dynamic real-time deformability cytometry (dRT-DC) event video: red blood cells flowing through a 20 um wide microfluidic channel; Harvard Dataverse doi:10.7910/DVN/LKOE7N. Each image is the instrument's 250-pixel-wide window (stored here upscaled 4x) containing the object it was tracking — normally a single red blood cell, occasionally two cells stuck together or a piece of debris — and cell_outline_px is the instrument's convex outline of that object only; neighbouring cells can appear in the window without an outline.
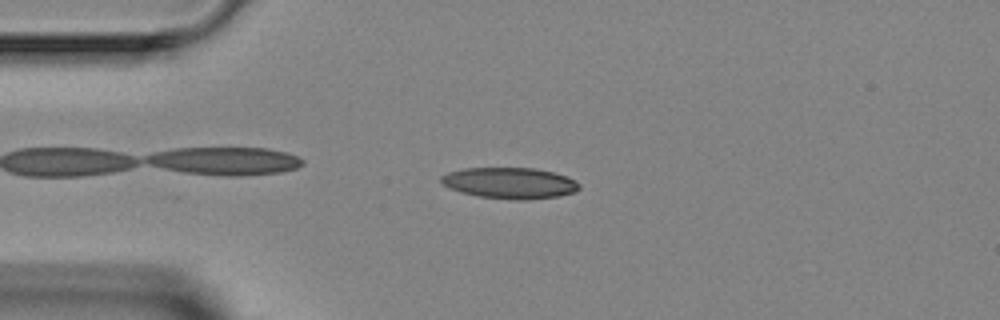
{"species": "Egyptian fruit bat (a non-hibernating species)", "species_latin": "Rousettus aegyptiacus", "temperature_condition": "room temperature", "stored_images_in_passage": 3, "camera_frame_rate_fps": 3000, "um_per_image_px": 0.085, "animal": {"sex": "female"}, "frame": {"image": 1, "passage_image": 3, "time_ms": 2.333, "image_size_px": [1000, 320], "cell_outline_px": [[580, 188], [576, 192], [556, 196], [528, 200], [516, 200], [480, 196], [460, 192], [448, 188], [440, 180], [440, 176], [448, 172], [464, 168], [536, 168], [568, 176], [576, 180], [580, 184]], "centroid_in_image_um": [43.35, 15.55], "position_along_channel_um": 41.6, "area_um2": 25.14}}